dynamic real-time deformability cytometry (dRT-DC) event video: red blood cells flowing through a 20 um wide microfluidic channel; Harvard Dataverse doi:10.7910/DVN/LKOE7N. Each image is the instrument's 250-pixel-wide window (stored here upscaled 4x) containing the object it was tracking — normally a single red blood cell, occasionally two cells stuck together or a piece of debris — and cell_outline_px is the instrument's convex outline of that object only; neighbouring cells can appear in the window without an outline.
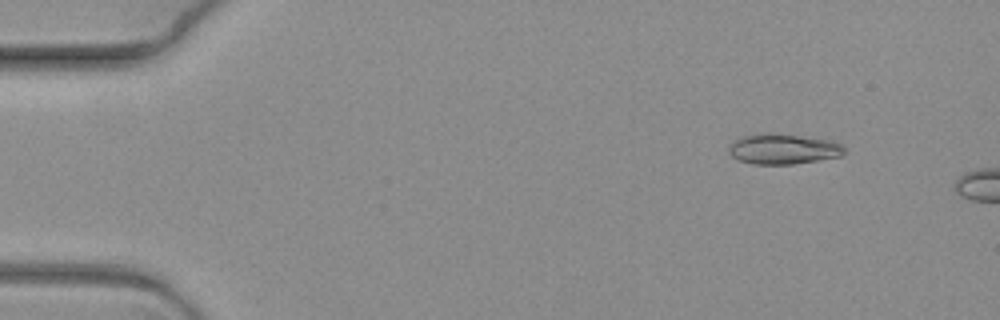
{"species": "common noctule bat (a hibernating species)", "species_latin": "Nyctalus noctula", "temperature_condition": "warm", "stored_images_in_passage": 4, "camera_frame_rate_fps": 3000, "um_per_image_px": 0.085, "animal": {"sex": "female", "body_mass_g": 19.3, "forearm_length_mm": 54.1}, "frame": {"image": 1, "passage_image": 2, "time_ms": 0.333, "image_size_px": [1000, 320], "cell_outline_px": [[844, 152], [840, 156], [792, 164], [752, 164], [740, 160], [732, 156], [728, 152], [728, 148], [732, 140], [744, 136], [760, 132], [772, 132], [828, 140], [840, 144], [844, 148]], "centroid_in_image_um": [66.49, 12.65], "position_along_channel_um": 18.5, "area_um2": 20.35}}